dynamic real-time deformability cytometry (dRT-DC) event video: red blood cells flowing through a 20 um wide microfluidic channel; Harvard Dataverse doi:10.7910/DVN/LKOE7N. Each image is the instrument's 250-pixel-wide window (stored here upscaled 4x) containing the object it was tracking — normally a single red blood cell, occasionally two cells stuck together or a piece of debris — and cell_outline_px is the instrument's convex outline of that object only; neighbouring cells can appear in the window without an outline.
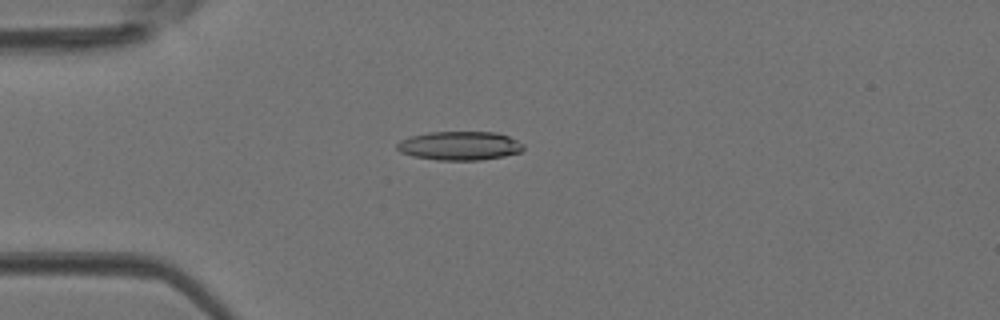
{"species": "Egyptian fruit bat (a non-hibernating species)", "species_latin": "Rousettus aegyptiacus", "temperature_condition": "room temperature", "stored_images_in_passage": 44, "camera_frame_rate_fps": 3000, "um_per_image_px": 0.085, "animal": {"sex": "female"}, "frame": {"image": 1, "passage_image": 12, "time_ms": 3.667, "image_size_px": [1000, 320], "cell_outline_px": [[524, 148], [520, 152], [504, 156], [480, 160], [436, 160], [412, 156], [400, 152], [396, 148], [396, 144], [400, 140], [412, 136], [428, 132], [496, 132], [508, 136], [524, 144]], "centroid_in_image_um": [39.06, 12.39], "position_along_channel_um": 45.9, "area_um2": 21.27}}
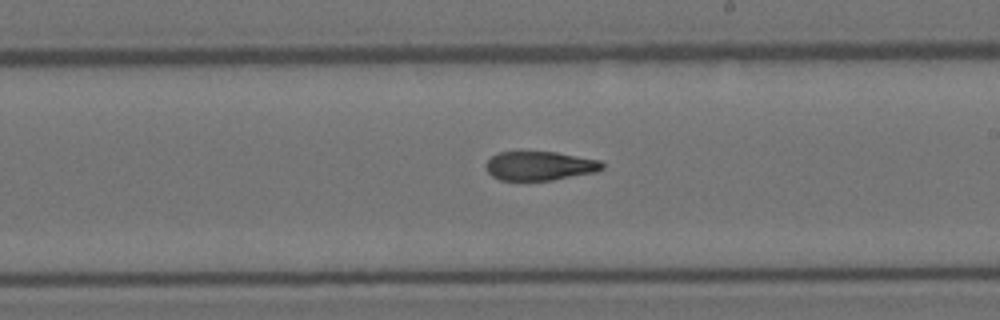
{"frame": {"image": 2, "passage_image": 26, "time_ms": 8.333, "image_size_px": [1000, 320], "cell_outline_px": [[604, 168], [596, 172], [552, 180], [500, 180], [492, 176], [488, 172], [484, 164], [492, 156], [500, 152], [556, 152], [600, 160], [604, 164]], "centroid_in_image_um": [45.88, 14.1], "position_along_channel_um": 243.1, "area_um2": 19.65}}
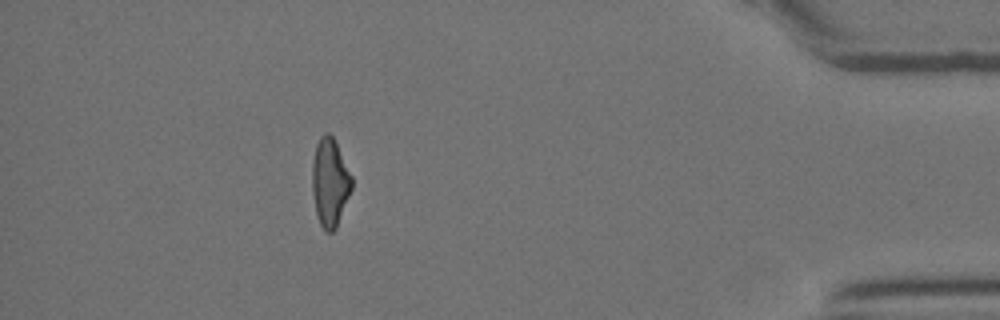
{"frame": {"image": 3, "passage_image": 40, "time_ms": 13.0, "image_size_px": [1000, 320], "cell_outline_px": [[352, 188], [336, 228], [332, 232], [324, 232], [316, 216], [312, 192], [312, 160], [316, 144], [320, 136], [324, 132], [328, 132], [332, 136], [352, 176]], "centroid_in_image_um": [28.02, 15.52], "position_along_channel_um": 407.2, "area_um2": 20.4}}